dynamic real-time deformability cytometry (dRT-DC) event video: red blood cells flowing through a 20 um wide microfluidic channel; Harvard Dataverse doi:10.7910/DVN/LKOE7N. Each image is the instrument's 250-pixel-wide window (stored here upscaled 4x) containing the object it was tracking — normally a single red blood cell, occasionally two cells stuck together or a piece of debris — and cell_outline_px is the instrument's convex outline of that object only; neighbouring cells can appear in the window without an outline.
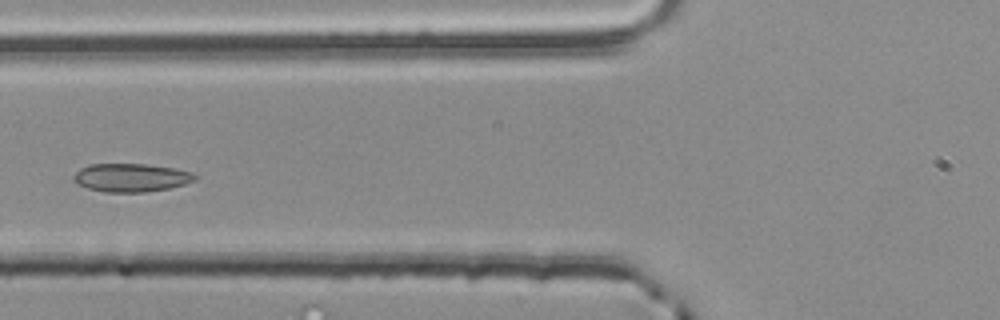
{"species": "common noctule bat (a hibernating species)", "species_latin": "Nyctalus noctula", "temperature_condition": "room temperature", "stored_images_in_passage": 4, "camera_frame_rate_fps": 3000, "um_per_image_px": 0.085, "animal": {"sex": "male", "body_mass_g": 20.4}, "frame": {"image": 1, "passage_image": 4, "time_ms": 1.0, "image_size_px": [1000, 320], "cell_outline_px": [[196, 180], [184, 184], [168, 188], [144, 192], [104, 192], [88, 188], [72, 180], [72, 176], [80, 168], [88, 164], [144, 164], [172, 168], [192, 172], [196, 176]], "centroid_in_image_um": [11.11, 15.09], "position_along_channel_um": 114.7, "area_um2": 19.88}}